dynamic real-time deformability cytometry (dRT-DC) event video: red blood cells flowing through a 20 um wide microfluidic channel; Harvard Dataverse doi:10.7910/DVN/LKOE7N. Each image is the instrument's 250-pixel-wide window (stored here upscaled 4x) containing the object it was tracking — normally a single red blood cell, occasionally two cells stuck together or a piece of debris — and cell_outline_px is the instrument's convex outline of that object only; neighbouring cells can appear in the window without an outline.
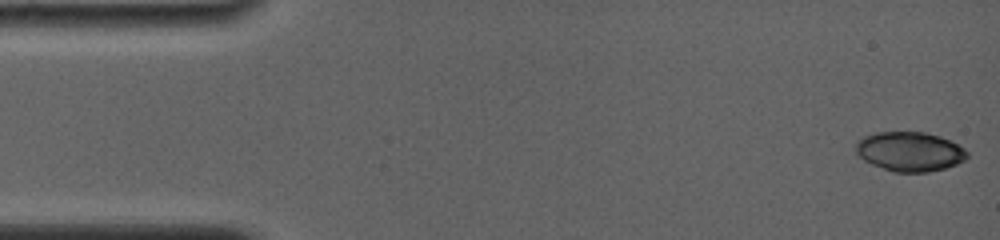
{"species": "common noctule bat (a hibernating species)", "species_latin": "Nyctalus noctula", "temperature_condition": "room temperature", "stored_images_in_passage": 5, "camera_frame_rate_fps": 4000, "um_per_image_px": 0.085, "animal": {"sex": "female", "body_mass_g": 19.0, "forearm_length_mm": 56.7}, "frame": {"image": 1, "passage_image": 1, "time_ms": 0.0, "image_size_px": [1000, 240], "cell_outline_px": [[968, 156], [964, 160], [956, 164], [944, 168], [928, 172], [892, 172], [872, 164], [864, 160], [856, 152], [856, 144], [864, 136], [876, 132], [924, 132], [940, 136], [964, 148], [968, 152]], "centroid_in_image_um": [77.33, 12.88], "position_along_channel_um": 7.7, "area_um2": 25.43}}
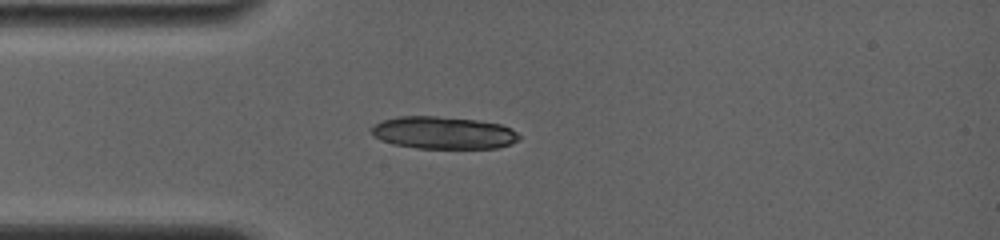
{"frame": {"image": 2, "passage_image": 5, "time_ms": 4.0, "image_size_px": [1000, 240], "cell_outline_px": [[520, 136], [512, 144], [496, 148], [420, 148], [392, 144], [372, 136], [372, 128], [376, 124], [384, 120], [400, 116], [436, 116], [476, 120], [500, 124], [512, 128]], "centroid_in_image_um": [37.7, 11.29], "position_along_channel_um": 47.3, "area_um2": 27.69}}